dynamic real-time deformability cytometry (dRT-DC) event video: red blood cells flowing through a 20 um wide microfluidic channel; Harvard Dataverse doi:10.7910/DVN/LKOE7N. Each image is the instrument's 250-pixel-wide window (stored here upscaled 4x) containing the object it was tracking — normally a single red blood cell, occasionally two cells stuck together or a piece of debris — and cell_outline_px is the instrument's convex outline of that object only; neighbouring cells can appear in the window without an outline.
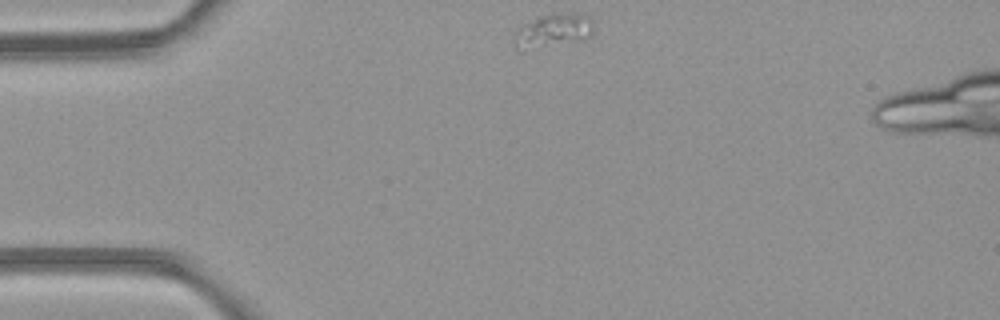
{"species": "common noctule bat (a hibernating species)", "species_latin": "Nyctalus noctula", "temperature_condition": "room temperature", "stored_images_in_passage": 3, "camera_frame_rate_fps": 3000, "um_per_image_px": 0.085, "animal": {"sex": "female", "body_mass_g": 21.9}, "frame": {"image": 1, "passage_image": 1, "time_ms": 0.0, "image_size_px": [1000, 320], "cell_outline_px": [[592, 36], [588, 40], [524, 52], [516, 52], [512, 36], [524, 24], [544, 16], [556, 12], [592, 16]], "centroid_in_image_um": [47.0, 2.69], "position_along_channel_um": 38.0, "area_um2": 16.3}}